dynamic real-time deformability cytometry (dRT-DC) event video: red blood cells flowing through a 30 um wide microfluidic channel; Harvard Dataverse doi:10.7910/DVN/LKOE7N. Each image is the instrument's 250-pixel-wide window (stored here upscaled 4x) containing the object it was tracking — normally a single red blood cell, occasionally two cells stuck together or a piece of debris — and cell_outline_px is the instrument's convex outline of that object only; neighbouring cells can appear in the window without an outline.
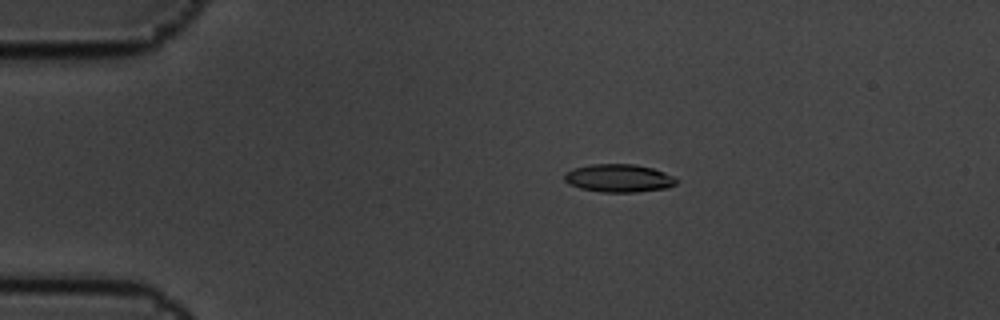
{"species": "common noctule bat (a hibernating species)", "species_latin": "Nyctalus noctula", "temperature_condition": "cold", "stored_images_in_passage": 15, "camera_frame_rate_fps": 3000, "um_per_image_px": 0.085, "animal": {"sex": "male", "body_mass_g": 19.5, "forearm_length_mm": 54.6}, "frame": {"image": 1, "passage_image": 3, "time_ms": 0.667, "image_size_px": [1000, 320], "cell_outline_px": [[680, 180], [676, 184], [668, 188], [636, 192], [600, 192], [580, 188], [568, 184], [564, 180], [564, 172], [572, 168], [592, 164], [636, 164], [652, 168], [664, 172]], "centroid_in_image_um": [52.58, 15.14], "position_along_channel_um": 32.4, "area_um2": 18.5}}
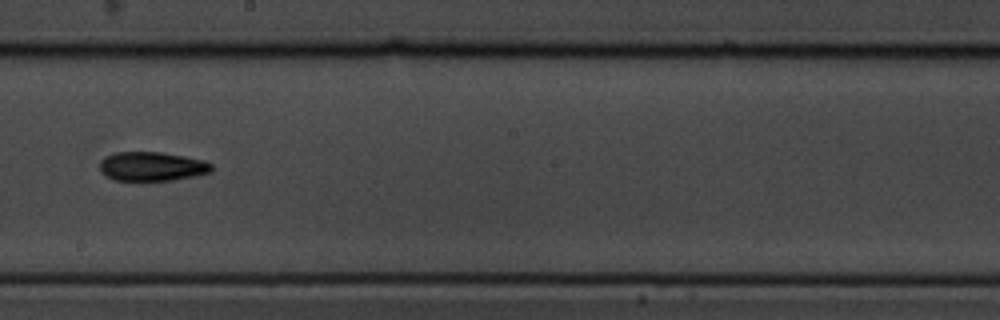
{"frame": {"image": 2, "passage_image": 9, "time_ms": 2.667, "image_size_px": [1000, 320], "cell_outline_px": [[212, 172], [172, 180], [116, 180], [100, 172], [100, 160], [104, 156], [116, 152], [160, 152], [184, 156], [204, 160], [212, 164]], "centroid_in_image_um": [12.9, 14.13], "position_along_channel_um": 235.3, "area_um2": 18.9}}
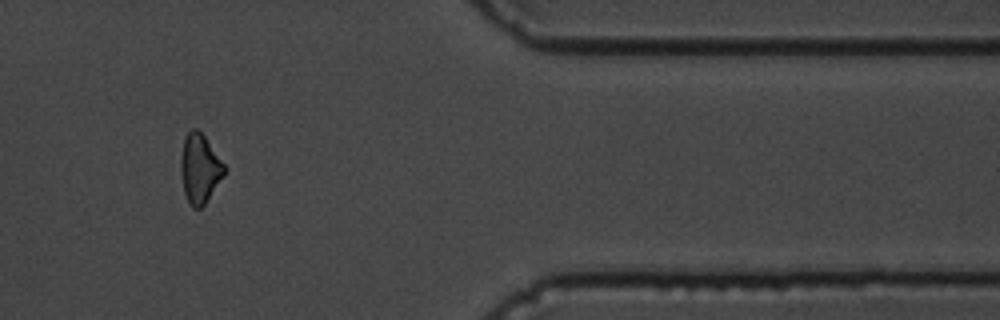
{"frame": {"image": 3, "passage_image": 13, "time_ms": 4.0, "image_size_px": [1000, 320], "cell_outline_px": [[228, 168], [224, 176], [204, 204], [200, 208], [192, 208], [188, 204], [184, 192], [180, 172], [180, 160], [184, 136], [192, 128], [196, 128], [204, 136]], "centroid_in_image_um": [16.97, 14.33], "position_along_channel_um": 394.4, "area_um2": 17.74}}